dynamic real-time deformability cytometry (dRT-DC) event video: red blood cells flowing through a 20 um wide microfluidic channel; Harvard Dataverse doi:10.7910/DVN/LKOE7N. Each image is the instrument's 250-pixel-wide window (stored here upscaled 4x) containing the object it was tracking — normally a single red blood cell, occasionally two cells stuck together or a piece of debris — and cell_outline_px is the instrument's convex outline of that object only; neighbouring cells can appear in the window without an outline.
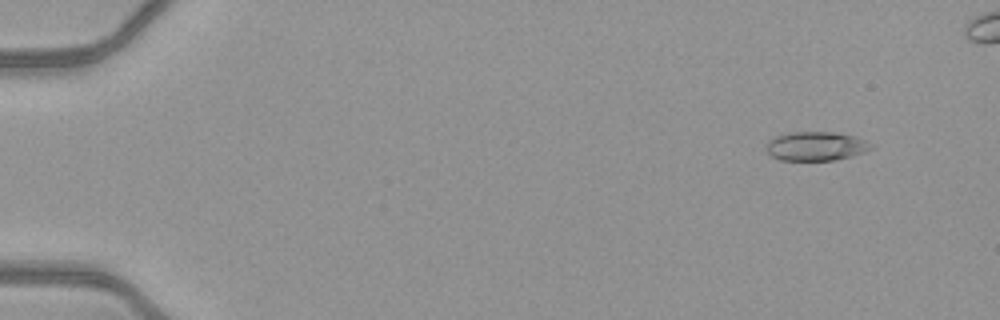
{"species": "common noctule bat (a hibernating species)", "species_latin": "Nyctalus noctula", "temperature_condition": "warm", "stored_images_in_passage": 49, "camera_frame_rate_fps": 3000, "um_per_image_px": 0.085, "animal": {"sex": "female", "body_mass_g": 21.9}, "frame": {"image": 1, "passage_image": 4, "time_ms": 1.0, "image_size_px": [1000, 320], "cell_outline_px": [[872, 148], [864, 152], [852, 156], [832, 160], [780, 160], [772, 156], [768, 152], [768, 140], [776, 136], [792, 132], [832, 132], [852, 136], [864, 140]], "centroid_in_image_um": [69.32, 12.43], "position_along_channel_um": 15.7, "area_um2": 17.28}}
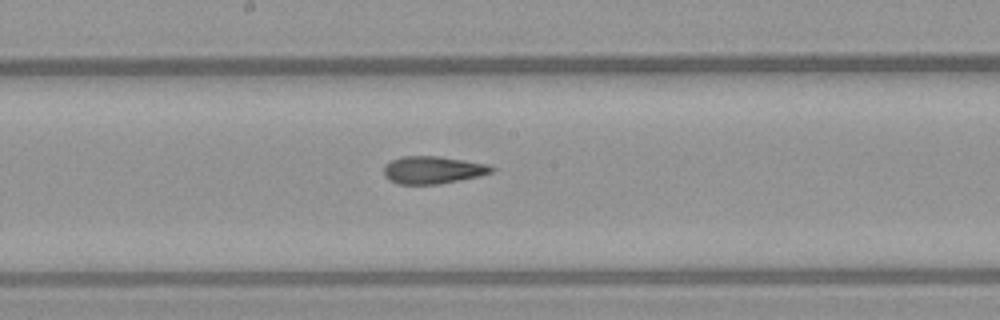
{"frame": {"image": 2, "passage_image": 28, "time_ms": 9.0, "image_size_px": [1000, 320], "cell_outline_px": [[496, 168], [492, 172], [480, 176], [440, 184], [400, 184], [388, 180], [384, 176], [384, 164], [392, 160], [404, 156], [440, 156], [488, 164]], "centroid_in_image_um": [36.79, 14.45], "position_along_channel_um": 211.4, "area_um2": 17.4}}
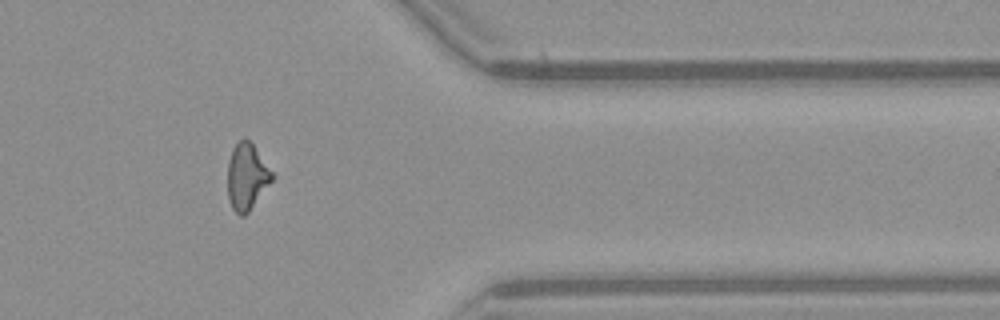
{"frame": {"image": 3, "passage_image": 42, "time_ms": 13.667, "image_size_px": [1000, 320], "cell_outline_px": [[276, 176], [248, 212], [244, 216], [240, 216], [232, 208], [228, 196], [228, 160], [232, 148], [240, 140], [248, 140], [252, 144]], "centroid_in_image_um": [20.98, 15.03], "position_along_channel_um": 390.4, "area_um2": 17.05}}